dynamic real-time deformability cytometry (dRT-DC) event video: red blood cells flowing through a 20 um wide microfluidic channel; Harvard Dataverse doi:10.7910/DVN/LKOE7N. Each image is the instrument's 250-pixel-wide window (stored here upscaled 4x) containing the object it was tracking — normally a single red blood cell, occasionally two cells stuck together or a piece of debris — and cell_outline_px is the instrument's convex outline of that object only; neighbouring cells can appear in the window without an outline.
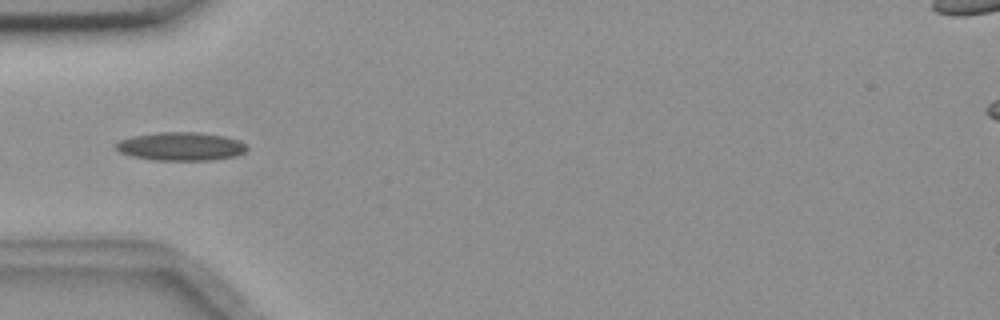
{"species": "common noctule bat (a hibernating species)", "species_latin": "Nyctalus noctula", "temperature_condition": "room temperature", "stored_images_in_passage": 8, "camera_frame_rate_fps": 3000, "um_per_image_px": 0.085, "animal": {"sex": "female", "body_mass_g": 18.4}, "frame": {"image": 1, "passage_image": 6, "time_ms": 1.667, "image_size_px": [1000, 320], "cell_outline_px": [[248, 148], [244, 152], [236, 156], [212, 160], [156, 160], [132, 156], [120, 152], [116, 148], [116, 144], [120, 140], [132, 136], [156, 132], [200, 132], [224, 136], [240, 140]], "centroid_in_image_um": [15.39, 12.44], "position_along_channel_um": 69.6, "area_um2": 21.68}}
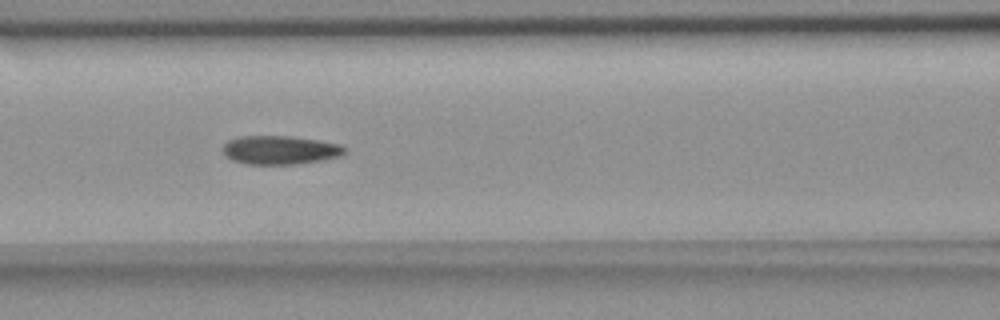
{"frame": {"image": 2, "passage_image": 8, "time_ms": 2.333, "image_size_px": [1000, 320], "cell_outline_px": [[344, 152], [340, 156], [320, 160], [296, 164], [244, 164], [232, 160], [224, 152], [224, 144], [228, 140], [240, 136], [292, 136], [340, 144], [344, 148]], "centroid_in_image_um": [23.78, 12.75], "position_along_channel_um": 142.8, "area_um2": 20.11}}